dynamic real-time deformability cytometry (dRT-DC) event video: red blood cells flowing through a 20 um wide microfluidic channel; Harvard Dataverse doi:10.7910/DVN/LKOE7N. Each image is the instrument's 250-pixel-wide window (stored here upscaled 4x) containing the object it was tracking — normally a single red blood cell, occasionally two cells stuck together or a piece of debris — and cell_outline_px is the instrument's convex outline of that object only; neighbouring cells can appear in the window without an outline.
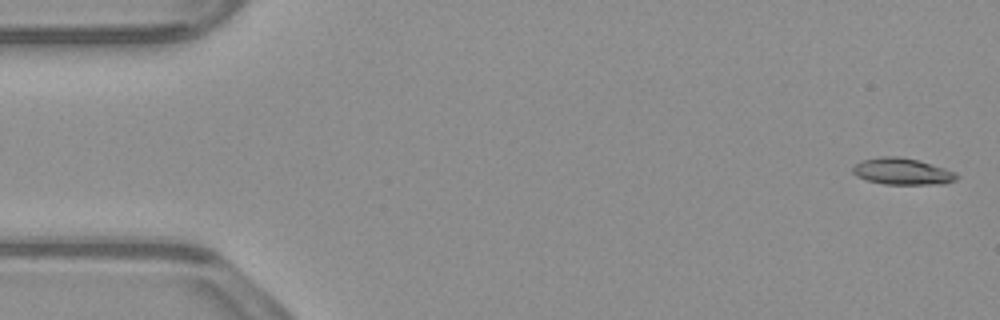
{"species": "common noctule bat (a hibernating species)", "species_latin": "Nyctalus noctula", "temperature_condition": "warm", "stored_images_in_passage": 53, "camera_frame_rate_fps": 3000, "um_per_image_px": 0.085, "animal": {"sex": "male", "body_mass_g": 23.1, "forearm_length_mm": 52.7}, "frame": {"image": 1, "passage_image": 2, "time_ms": 0.333, "image_size_px": [1000, 320], "cell_outline_px": [[960, 176], [956, 180], [944, 184], [884, 184], [868, 180], [856, 176], [852, 172], [852, 168], [856, 164], [864, 160], [880, 156], [900, 156], [916, 160], [944, 168], [956, 172]], "centroid_in_image_um": [76.71, 14.58], "position_along_channel_um": 8.3, "area_um2": 16.01}}
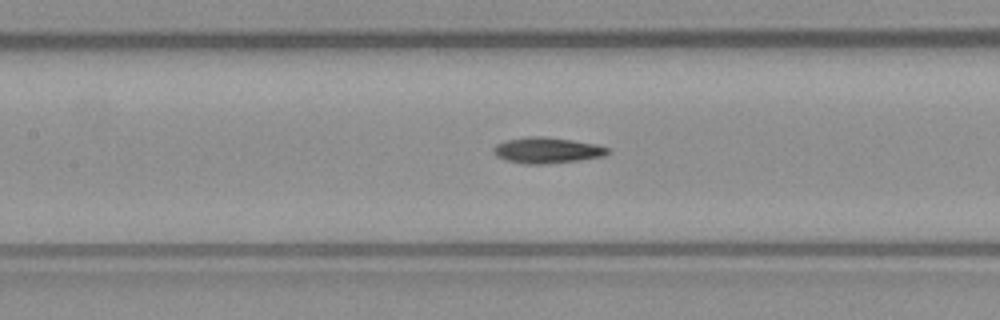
{"frame": {"image": 2, "passage_image": 24, "time_ms": 7.667, "image_size_px": [1000, 320], "cell_outline_px": [[608, 152], [604, 156], [580, 160], [544, 164], [524, 164], [504, 160], [496, 156], [492, 152], [492, 148], [496, 144], [504, 140], [528, 136], [544, 136], [572, 140], [596, 144], [608, 148]], "centroid_in_image_um": [46.43, 12.77], "position_along_channel_um": 161.0, "area_um2": 17.4}}
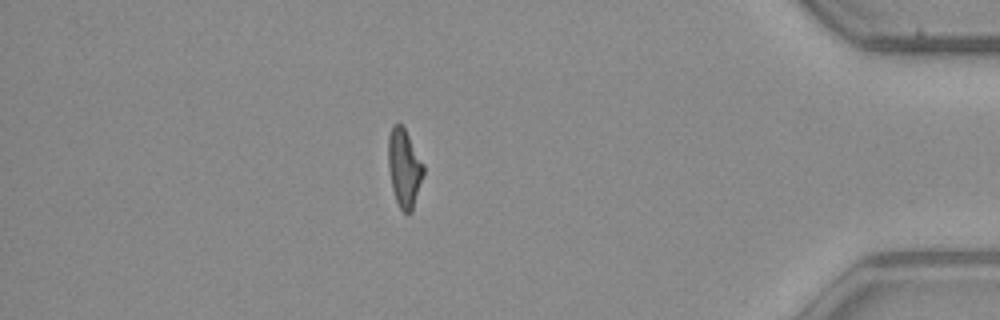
{"frame": {"image": 3, "passage_image": 46, "time_ms": 15.0, "image_size_px": [1000, 320], "cell_outline_px": [[424, 172], [412, 212], [404, 212], [400, 208], [396, 200], [392, 188], [388, 168], [388, 136], [392, 124], [400, 124], [404, 128], [424, 164]], "centroid_in_image_um": [34.35, 14.27], "position_along_channel_um": 400.9, "area_um2": 15.95}, "authors_computed_cell_mechanics": {"area_um2": 16.2996, "velocity_mm_per_s": 3.9114, "shape_relaxation_time_tau1_ms": null, "shape_relaxation_time_tau2_ms": 4.931, "deformation_change_tau1": null, "deformation_change_tau2": 0.1292}}